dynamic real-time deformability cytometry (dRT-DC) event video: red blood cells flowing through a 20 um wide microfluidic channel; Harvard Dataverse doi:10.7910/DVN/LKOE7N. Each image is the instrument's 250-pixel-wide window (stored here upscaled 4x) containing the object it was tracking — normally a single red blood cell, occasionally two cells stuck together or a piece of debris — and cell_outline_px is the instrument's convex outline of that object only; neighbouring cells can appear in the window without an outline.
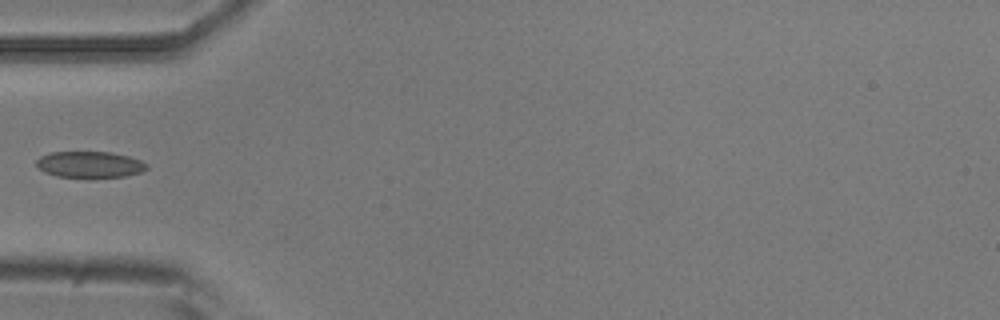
{"species": "common noctule bat (a hibernating species)", "species_latin": "Nyctalus noctula", "temperature_condition": "room temperature", "stored_images_in_passage": 5, "camera_frame_rate_fps": 3000, "um_per_image_px": 0.085, "animal": {"sex": "male", "body_mass_g": 20.5, "forearm_length_mm": 52.5}, "frame": {"image": 1, "passage_image": 4, "time_ms": 3.333, "image_size_px": [1000, 320], "cell_outline_px": [[148, 168], [140, 172], [124, 176], [56, 176], [44, 172], [36, 164], [36, 160], [40, 156], [52, 152], [112, 152], [128, 156], [140, 160], [148, 164]], "centroid_in_image_um": [7.63, 13.96], "position_along_channel_um": 77.4, "area_um2": 16.53}}
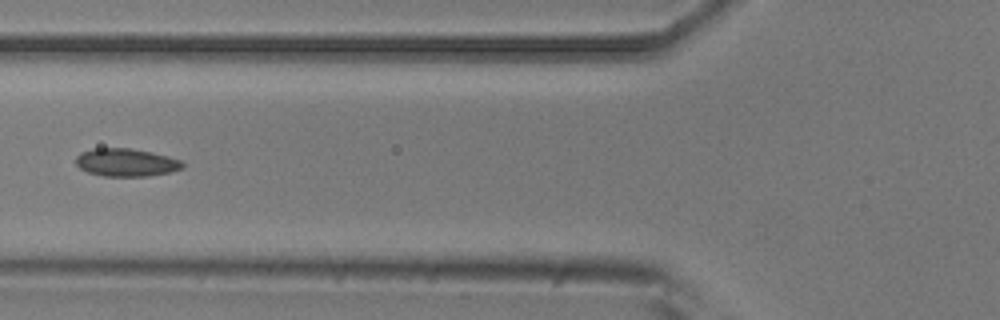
{"frame": {"image": 2, "passage_image": 5, "time_ms": 4.333, "image_size_px": [1000, 320], "cell_outline_px": [[184, 168], [168, 172], [148, 176], [104, 176], [88, 172], [80, 168], [76, 164], [76, 156], [80, 152], [92, 148], [128, 148], [152, 152], [168, 156], [180, 160], [184, 164]], "centroid_in_image_um": [10.7, 13.8], "position_along_channel_um": 115.1, "area_um2": 17.34}}